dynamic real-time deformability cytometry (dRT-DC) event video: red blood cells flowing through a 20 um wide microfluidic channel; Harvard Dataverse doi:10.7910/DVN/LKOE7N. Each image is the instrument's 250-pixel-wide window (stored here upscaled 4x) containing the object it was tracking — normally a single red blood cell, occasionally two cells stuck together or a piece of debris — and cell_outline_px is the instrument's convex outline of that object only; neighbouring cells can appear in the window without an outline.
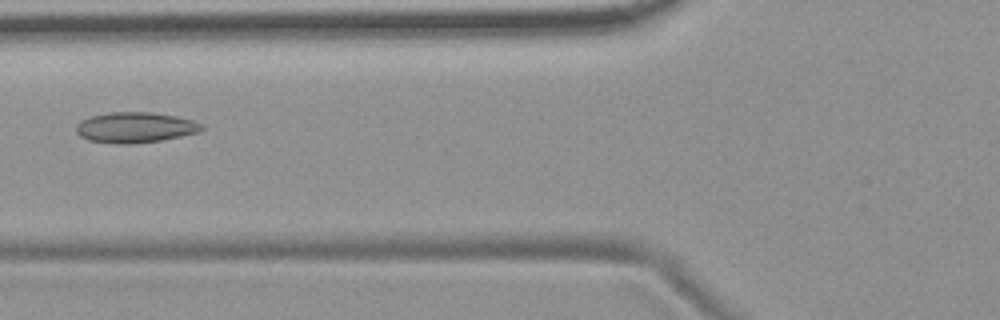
{"species": "common noctule bat (a hibernating species)", "species_latin": "Nyctalus noctula", "temperature_condition": "room temperature", "stored_images_in_passage": 6, "camera_frame_rate_fps": 3000, "um_per_image_px": 0.085, "animal": {"sex": "female", "body_mass_g": 19.9}, "frame": {"image": 1, "passage_image": 6, "time_ms": 6.0, "image_size_px": [1000, 320], "cell_outline_px": [[204, 128], [196, 132], [180, 136], [160, 140], [128, 144], [116, 144], [88, 140], [80, 136], [76, 132], [76, 124], [80, 120], [92, 116], [108, 112], [152, 112], [176, 116], [192, 120], [204, 124]], "centroid_in_image_um": [11.46, 10.82], "position_along_channel_um": 114.3, "area_um2": 22.31}}